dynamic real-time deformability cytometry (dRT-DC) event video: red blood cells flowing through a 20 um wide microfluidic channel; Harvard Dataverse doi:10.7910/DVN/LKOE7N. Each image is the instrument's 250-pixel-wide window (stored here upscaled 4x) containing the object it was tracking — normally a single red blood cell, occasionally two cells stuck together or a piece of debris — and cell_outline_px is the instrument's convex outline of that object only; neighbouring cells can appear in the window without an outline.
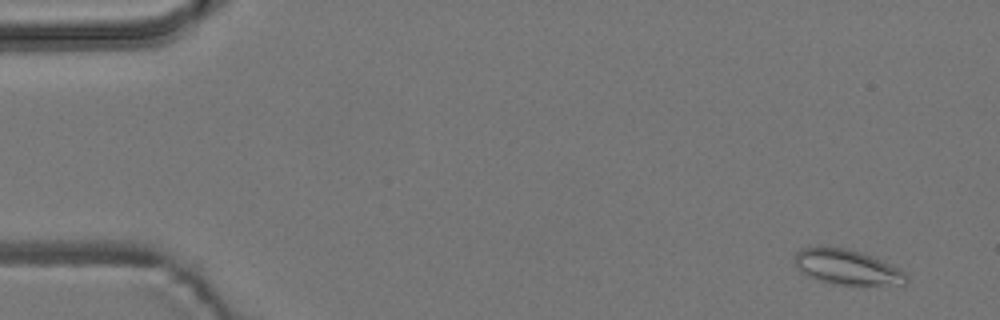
{"species": "common noctule bat (a hibernating species)", "species_latin": "Nyctalus noctula", "temperature_condition": "room temperature", "stored_images_in_passage": 4, "camera_frame_rate_fps": 3000, "um_per_image_px": 0.085, "animal": {"sex": "male", "body_mass_g": 19.2, "forearm_length_mm": 51.8}, "frame": {"image": 1, "passage_image": 1, "time_ms": 0.0, "image_size_px": [1000, 320], "cell_outline_px": [[908, 280], [904, 284], [836, 284], [820, 280], [808, 276], [800, 272], [796, 268], [792, 256], [800, 248], [820, 244], [848, 248], [872, 256], [904, 272], [908, 276]], "centroid_in_image_um": [71.87, 22.65], "position_along_channel_um": 13.1, "area_um2": 23.06}}